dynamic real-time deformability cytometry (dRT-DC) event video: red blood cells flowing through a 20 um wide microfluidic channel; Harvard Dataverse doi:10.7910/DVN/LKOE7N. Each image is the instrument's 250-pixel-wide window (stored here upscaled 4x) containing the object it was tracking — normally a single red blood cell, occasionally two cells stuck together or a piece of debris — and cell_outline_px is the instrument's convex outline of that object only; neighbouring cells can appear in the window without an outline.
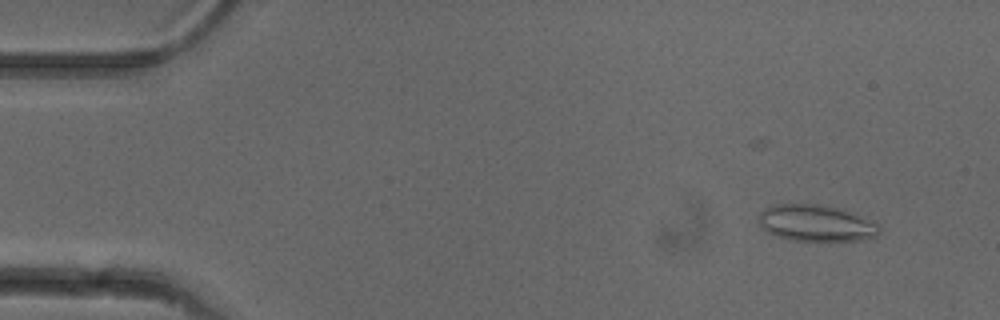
{"species": "common noctule bat (a hibernating species)", "species_latin": "Nyctalus noctula", "temperature_condition": "cold", "stored_images_in_passage": 38, "camera_frame_rate_fps": 3000, "um_per_image_px": 0.085, "animal": {"sex": "female"}, "frame": {"image": 1, "passage_image": 5, "time_ms": 1.333, "image_size_px": [1000, 320], "cell_outline_px": [[880, 232], [876, 236], [860, 240], [788, 240], [768, 232], [760, 228], [760, 212], [764, 208], [772, 204], [820, 204], [840, 208], [880, 224]], "centroid_in_image_um": [69.35, 18.95], "position_along_channel_um": 15.6, "area_um2": 25.61}}
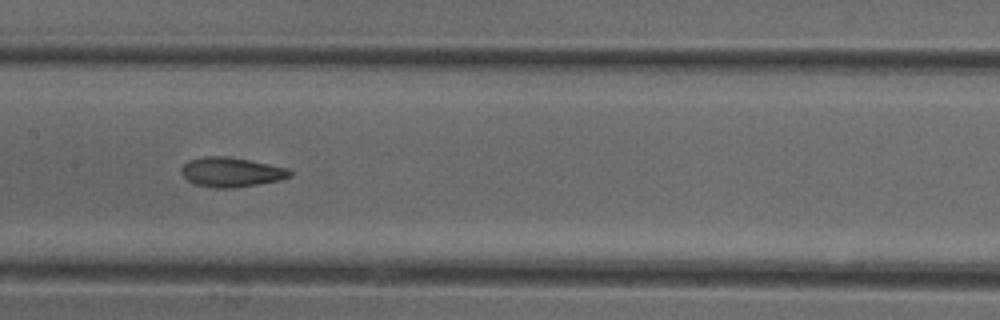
{"frame": {"image": 2, "passage_image": 26, "time_ms": 8.333, "image_size_px": [1000, 320], "cell_outline_px": [[292, 176], [280, 180], [232, 188], [216, 188], [196, 184], [188, 180], [180, 172], [180, 168], [188, 160], [204, 156], [228, 156], [288, 168], [292, 172]], "centroid_in_image_um": [19.64, 14.62], "position_along_channel_um": 187.8, "area_um2": 18.61}}
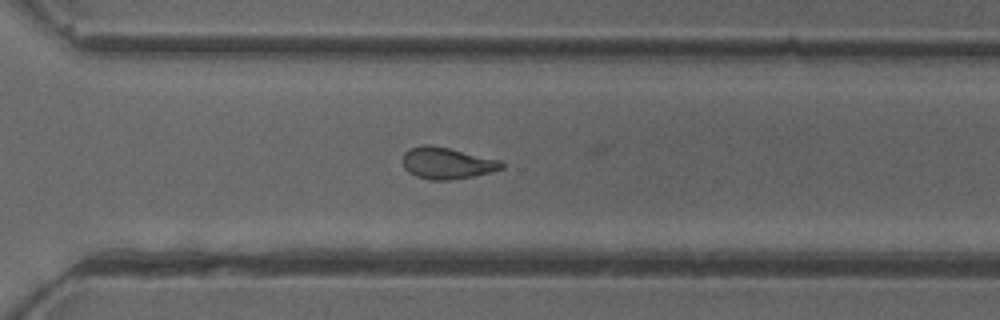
{"frame": {"image": 3, "passage_image": 37, "time_ms": 12.0, "image_size_px": [1000, 320], "cell_outline_px": [[504, 168], [472, 176], [448, 180], [432, 180], [416, 176], [408, 172], [404, 168], [404, 152], [408, 148], [424, 144], [432, 144], [500, 160], [504, 164]], "centroid_in_image_um": [37.96, 13.85], "position_along_channel_um": 332.6, "area_um2": 18.09}}